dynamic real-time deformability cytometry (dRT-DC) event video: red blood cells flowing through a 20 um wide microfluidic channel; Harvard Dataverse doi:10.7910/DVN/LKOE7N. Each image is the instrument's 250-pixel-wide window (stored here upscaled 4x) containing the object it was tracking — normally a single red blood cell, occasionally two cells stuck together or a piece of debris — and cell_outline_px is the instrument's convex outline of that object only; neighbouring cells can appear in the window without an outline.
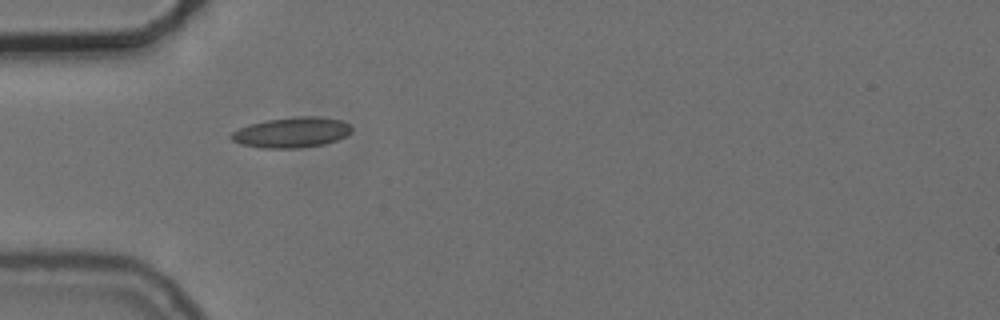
{"species": "common noctule bat (a hibernating species)", "species_latin": "Nyctalus noctula", "temperature_condition": "cold", "stored_images_in_passage": 2, "camera_frame_rate_fps": 3000, "um_per_image_px": 0.085, "animal": {"sex": "female", "body_mass_g": 24.6, "forearm_length_mm": 56.2}, "frame": {"image": 1, "passage_image": 1, "time_ms": 0.0, "image_size_px": [1000, 320], "cell_outline_px": [[352, 132], [336, 140], [324, 144], [300, 148], [260, 148], [240, 144], [232, 140], [228, 136], [232, 132], [248, 124], [264, 120], [292, 116], [316, 116], [340, 120], [348, 124], [352, 128]], "centroid_in_image_um": [24.75, 11.25], "position_along_channel_um": 60.3, "area_um2": 21.5}}